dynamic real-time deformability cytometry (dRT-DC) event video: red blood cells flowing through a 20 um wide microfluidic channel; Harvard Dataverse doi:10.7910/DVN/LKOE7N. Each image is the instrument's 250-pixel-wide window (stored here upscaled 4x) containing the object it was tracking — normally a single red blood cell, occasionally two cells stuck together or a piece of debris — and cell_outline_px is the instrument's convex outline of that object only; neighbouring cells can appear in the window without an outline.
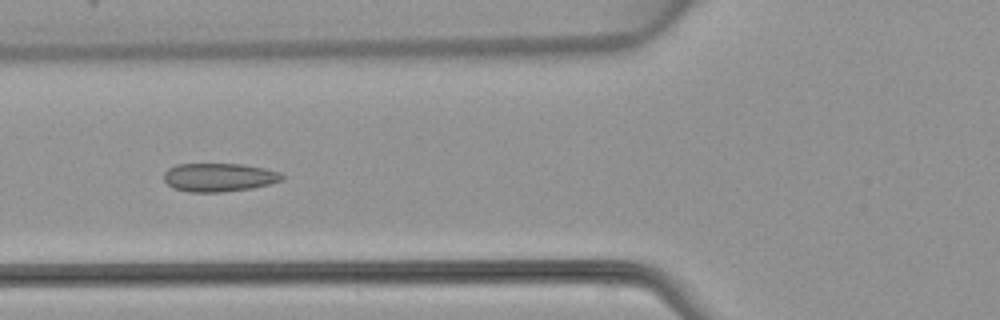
{"species": "common noctule bat (a hibernating species)", "species_latin": "Nyctalus noctula", "temperature_condition": "warm", "stored_images_in_passage": 5, "camera_frame_rate_fps": 3000, "um_per_image_px": 0.085, "animal": {"sex": "female", "body_mass_g": 22.7, "forearm_length_mm": 54.2}, "frame": {"image": 1, "passage_image": 5, "time_ms": 5.667, "image_size_px": [1000, 320], "cell_outline_px": [[284, 180], [252, 188], [220, 192], [188, 192], [172, 188], [164, 180], [164, 172], [168, 168], [176, 164], [244, 164], [264, 168], [280, 172], [284, 176]], "centroid_in_image_um": [18.6, 15.07], "position_along_channel_um": 107.2, "area_um2": 19.71}}